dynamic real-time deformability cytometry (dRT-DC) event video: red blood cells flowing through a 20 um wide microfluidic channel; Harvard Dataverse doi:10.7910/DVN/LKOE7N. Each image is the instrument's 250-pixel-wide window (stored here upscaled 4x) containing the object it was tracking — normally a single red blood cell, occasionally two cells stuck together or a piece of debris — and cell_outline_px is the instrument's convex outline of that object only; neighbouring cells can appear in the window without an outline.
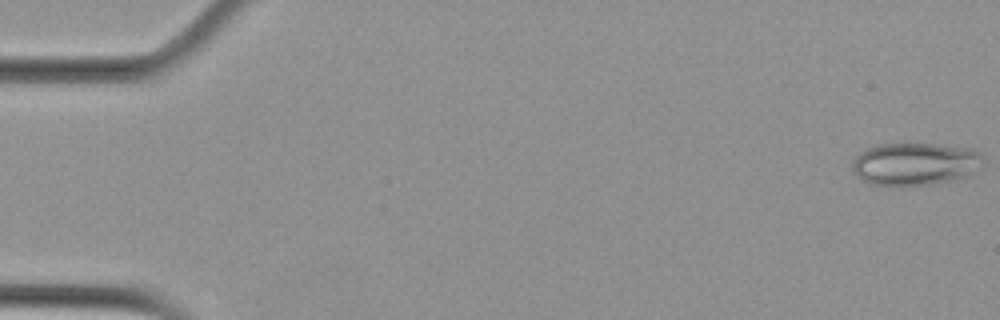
{"species": "Egyptian fruit bat (a non-hibernating species)", "species_latin": "Rousettus aegyptiacus", "temperature_condition": "cold", "stored_images_in_passage": 4, "camera_frame_rate_fps": 3000, "um_per_image_px": 0.085, "animal": {"sex": "female"}, "frame": {"image": 1, "passage_image": 1, "time_ms": 0.0, "image_size_px": [1000, 320], "cell_outline_px": [[984, 164], [964, 176], [932, 184], [892, 188], [872, 184], [856, 176], [852, 172], [852, 164], [856, 156], [860, 152], [876, 144], [904, 140], [972, 148], [980, 152], [984, 156]], "centroid_in_image_um": [77.73, 13.9], "position_along_channel_um": 7.3, "area_um2": 33.87}}